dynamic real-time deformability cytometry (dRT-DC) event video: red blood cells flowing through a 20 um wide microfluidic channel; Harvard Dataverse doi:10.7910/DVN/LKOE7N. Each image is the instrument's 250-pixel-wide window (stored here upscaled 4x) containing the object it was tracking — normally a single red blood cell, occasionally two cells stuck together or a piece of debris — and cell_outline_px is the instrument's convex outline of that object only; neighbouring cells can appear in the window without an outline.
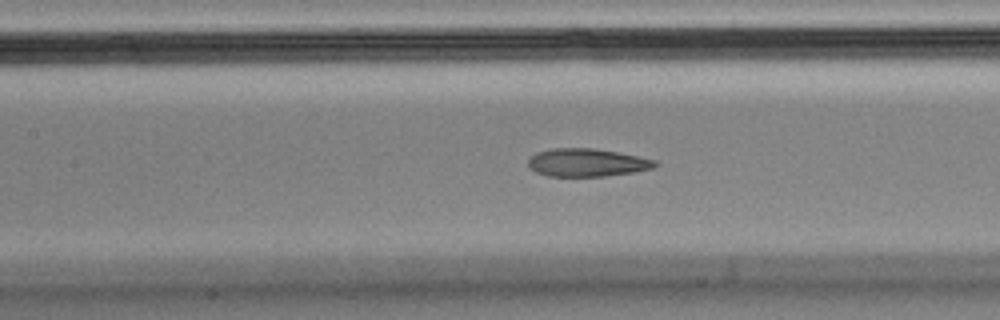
{"species": "Egyptian fruit bat (a non-hibernating species)", "species_latin": "Rousettus aegyptiacus", "temperature_condition": "cold", "stored_images_in_passage": 50, "camera_frame_rate_fps": 3000, "um_per_image_px": 0.085, "animal": {"sex": "male"}, "frame": {"image": 1, "passage_image": 23, "time_ms": 7.333, "image_size_px": [1000, 320], "cell_outline_px": [[660, 164], [652, 168], [636, 172], [604, 176], [548, 176], [536, 172], [528, 168], [528, 160], [536, 152], [552, 148], [592, 148], [616, 152], [656, 160]], "centroid_in_image_um": [49.88, 13.82], "position_along_channel_um": 157.5, "area_um2": 20.69}}
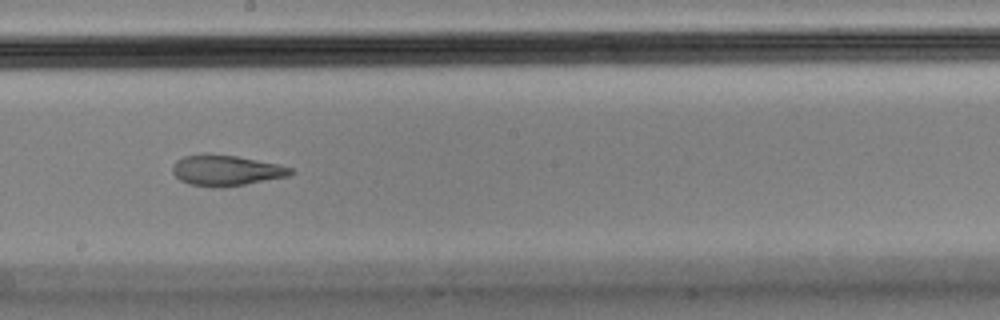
{"frame": {"image": 2, "passage_image": 29, "time_ms": 9.333, "image_size_px": [1000, 320], "cell_outline_px": [[296, 172], [288, 176], [244, 184], [220, 188], [216, 188], [188, 184], [180, 180], [172, 172], [172, 164], [176, 160], [184, 156], [236, 156], [276, 164], [292, 168]], "centroid_in_image_um": [19.21, 14.52], "position_along_channel_um": 229.0, "area_um2": 20.52}}
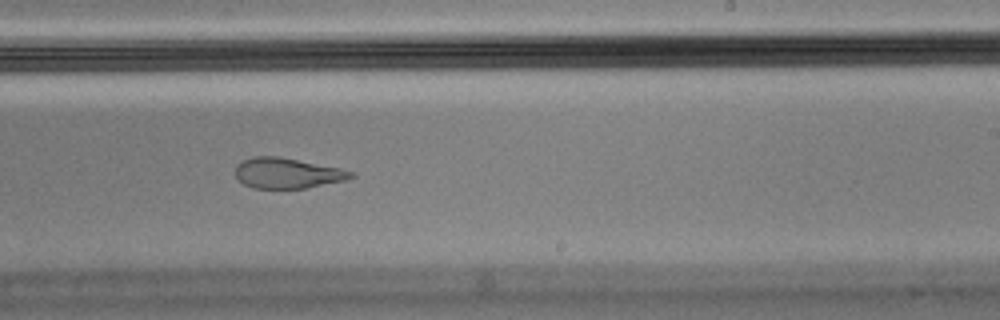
{"frame": {"image": 3, "passage_image": 32, "time_ms": 10.333, "image_size_px": [1000, 320], "cell_outline_px": [[356, 176], [348, 180], [308, 188], [252, 188], [236, 180], [236, 164], [240, 160], [252, 156], [280, 156], [340, 168], [352, 172]], "centroid_in_image_um": [24.4, 14.71], "position_along_channel_um": 264.6, "area_um2": 20.87}, "authors_computed_cell_mechanics": {"area_um2": 21.964, "velocity_mm_per_s": 3.5844, "shape_relaxation_time_tau1_ms": null, "shape_relaxation_time_tau2_ms": 1.2256, "deformation_change_tau1": null, "deformation_change_tau2": 0.0888}}